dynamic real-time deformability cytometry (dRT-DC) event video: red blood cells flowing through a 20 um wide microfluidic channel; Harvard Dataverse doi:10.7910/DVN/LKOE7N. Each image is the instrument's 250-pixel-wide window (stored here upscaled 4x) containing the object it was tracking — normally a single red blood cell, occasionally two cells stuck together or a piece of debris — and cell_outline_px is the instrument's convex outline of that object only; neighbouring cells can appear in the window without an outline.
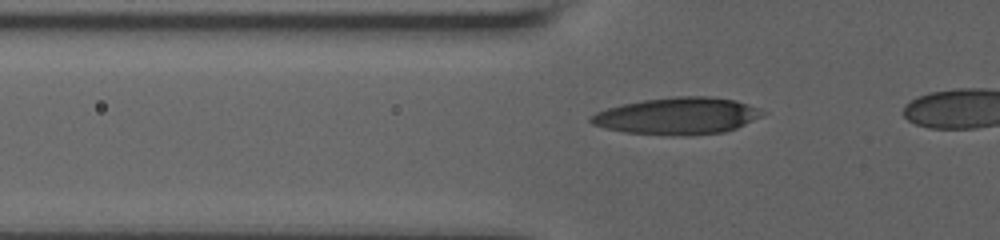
{"species": "human", "species_latin": "Homo sapiens", "temperature_condition": "room temperature", "stored_images_in_passage": 62, "camera_frame_rate_fps": 3000, "um_per_image_px": 0.085, "donor": {"sex": "male"}, "frame": {"image": 1, "passage_image": 20, "time_ms": 3.667, "image_size_px": [1000, 240], "cell_outline_px": [[768, 112], [736, 128], [724, 132], [688, 136], [624, 132], [604, 128], [592, 124], [588, 120], [588, 116], [596, 112], [608, 108], [624, 104], [644, 100], [676, 96], [708, 96], [736, 100], [760, 108]], "centroid_in_image_um": [57.58, 9.85], "position_along_channel_um": 68.2, "area_um2": 36.88}}
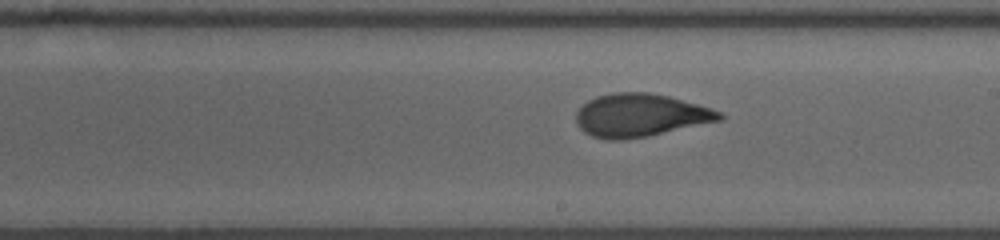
{"frame": {"image": 2, "passage_image": 45, "time_ms": 8.333, "image_size_px": [1000, 240], "cell_outline_px": [[724, 116], [720, 120], [648, 136], [620, 140], [608, 140], [592, 136], [584, 132], [576, 124], [576, 112], [588, 100], [596, 96], [616, 92], [648, 92], [668, 96], [712, 108], [720, 112]], "centroid_in_image_um": [54.39, 9.8], "position_along_channel_um": 234.6, "area_um2": 35.78}}
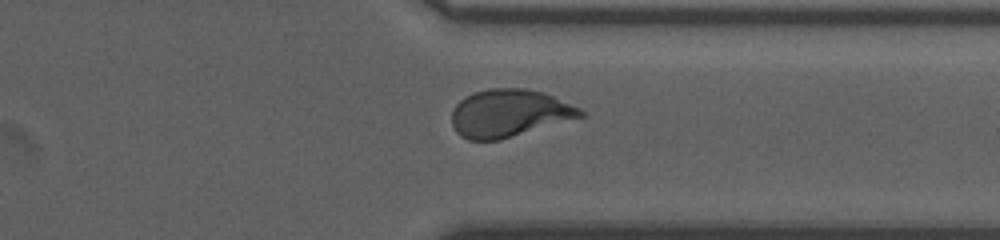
{"frame": {"image": 3, "passage_image": 56, "time_ms": 12.0, "image_size_px": [1000, 240], "cell_outline_px": [[584, 116], [500, 140], [468, 140], [460, 136], [456, 132], [452, 124], [452, 108], [464, 96], [488, 88], [524, 88], [544, 92], [580, 108], [584, 112]], "centroid_in_image_um": [43.25, 9.62], "position_along_channel_um": 368.2, "area_um2": 35.72}}